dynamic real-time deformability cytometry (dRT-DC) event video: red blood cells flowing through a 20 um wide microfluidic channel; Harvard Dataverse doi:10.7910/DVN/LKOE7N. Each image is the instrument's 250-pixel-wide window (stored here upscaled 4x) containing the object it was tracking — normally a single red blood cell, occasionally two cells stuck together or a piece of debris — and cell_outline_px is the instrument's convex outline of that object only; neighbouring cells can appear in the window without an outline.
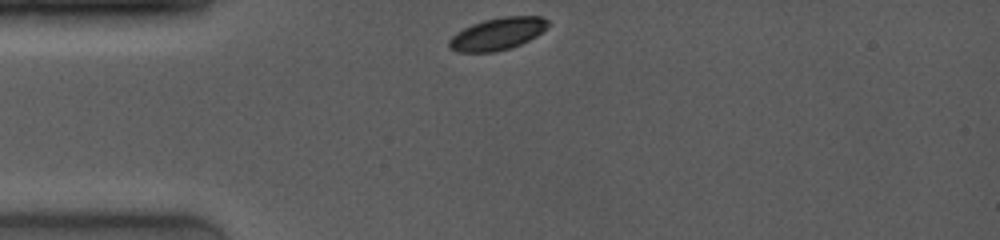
{"species": "common noctule bat (a hibernating species)", "species_latin": "Nyctalus noctula", "temperature_condition": "room temperature", "stored_images_in_passage": 35, "camera_frame_rate_fps": 4000, "um_per_image_px": 0.085, "animal": {"sex": "female", "body_mass_g": 19.0, "forearm_length_mm": 53.3}, "frame": {"image": 1, "passage_image": 1, "time_ms": 0.0, "image_size_px": [1000, 240], "cell_outline_px": [[552, 24], [548, 28], [536, 36], [520, 44], [496, 52], [456, 52], [448, 48], [448, 40], [456, 32], [472, 24], [484, 20], [504, 16], [540, 16], [548, 20]], "centroid_in_image_um": [42.29, 2.87], "position_along_channel_um": 42.7, "area_um2": 18.73}}
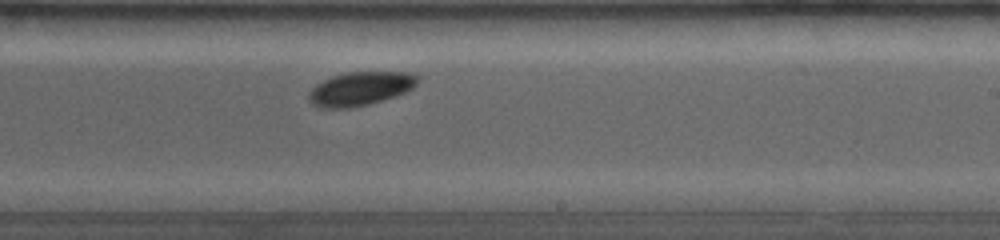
{"frame": {"image": 2, "passage_image": 24, "time_ms": 6.0, "image_size_px": [1000, 240], "cell_outline_px": [[420, 80], [412, 88], [404, 92], [368, 104], [352, 108], [320, 108], [312, 104], [308, 100], [308, 96], [312, 88], [316, 84], [332, 76], [348, 72], [412, 72], [420, 76]], "centroid_in_image_um": [30.62, 7.53], "position_along_channel_um": 258.4, "area_um2": 21.33}}
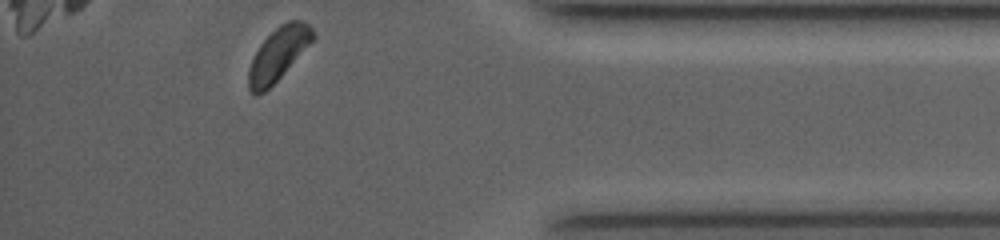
{"frame": {"image": 3, "passage_image": 35, "time_ms": 10.25, "image_size_px": [1000, 240], "cell_outline_px": [[316, 36], [280, 76], [264, 92], [256, 96], [248, 88], [248, 68], [260, 44], [280, 24], [288, 20], [304, 20], [312, 28]], "centroid_in_image_um": [23.64, 4.57], "position_along_channel_um": 411.6, "area_um2": 19.36}, "authors_computed_cell_mechanics": {"area_um2": 20.7502, "velocity_mm_per_s": 3.9814, "shape_relaxation_time_tau1_ms": 1.3723, "shape_relaxation_time_tau2_ms": 2.9081, "deformation_change_tau1": 0.0773, "deformation_change_tau2": 0.0323}}